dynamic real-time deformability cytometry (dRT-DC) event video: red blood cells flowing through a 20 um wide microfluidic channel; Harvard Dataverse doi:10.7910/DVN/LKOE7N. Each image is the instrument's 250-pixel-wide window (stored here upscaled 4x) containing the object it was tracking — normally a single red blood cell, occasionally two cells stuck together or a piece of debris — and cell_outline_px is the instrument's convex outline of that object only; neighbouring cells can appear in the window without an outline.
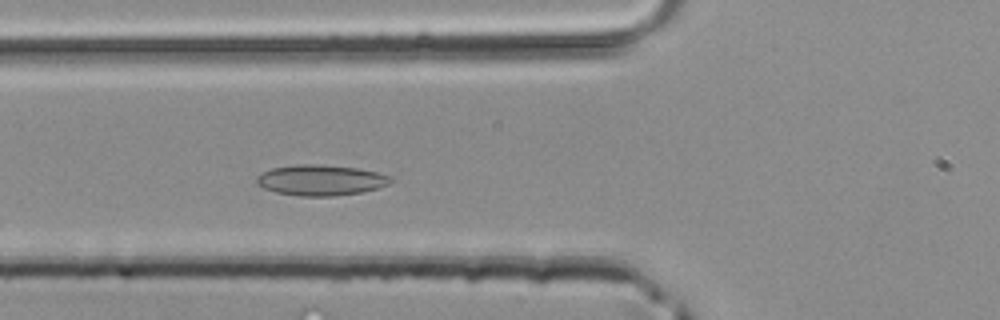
{"species": "common noctule bat (a hibernating species)", "species_latin": "Nyctalus noctula", "temperature_condition": "room temperature", "stored_images_in_passage": 34, "camera_frame_rate_fps": 3000, "um_per_image_px": 0.085, "animal": {"sex": "male", "body_mass_g": 20.4}, "frame": {"image": 1, "passage_image": 12, "time_ms": 3.667, "image_size_px": [1000, 320], "cell_outline_px": [[392, 180], [388, 184], [380, 188], [360, 192], [332, 196], [296, 196], [276, 192], [264, 188], [256, 184], [256, 176], [272, 168], [300, 164], [316, 164], [356, 168], [376, 172], [392, 176]], "centroid_in_image_um": [27.26, 15.32], "position_along_channel_um": 98.5, "area_um2": 23.87}}
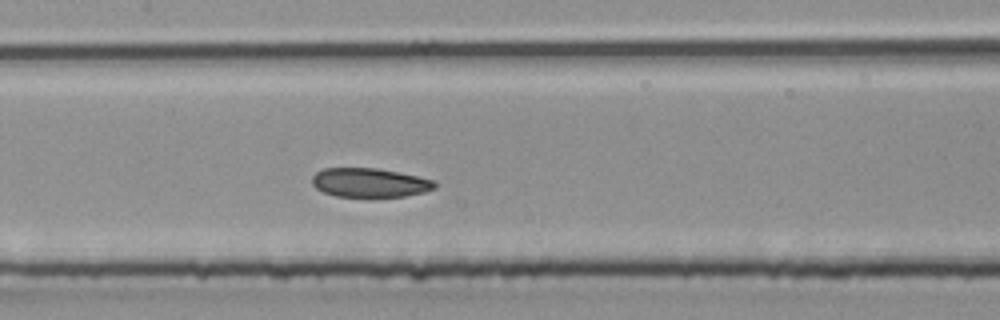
{"frame": {"image": 2, "passage_image": 17, "time_ms": 5.333, "image_size_px": [1000, 320], "cell_outline_px": [[436, 188], [424, 192], [404, 196], [372, 200], [336, 196], [324, 192], [316, 188], [312, 184], [312, 176], [316, 172], [324, 168], [376, 168], [400, 172], [436, 180]], "centroid_in_image_um": [31.44, 15.57], "position_along_channel_um": 176.0, "area_um2": 21.73}}
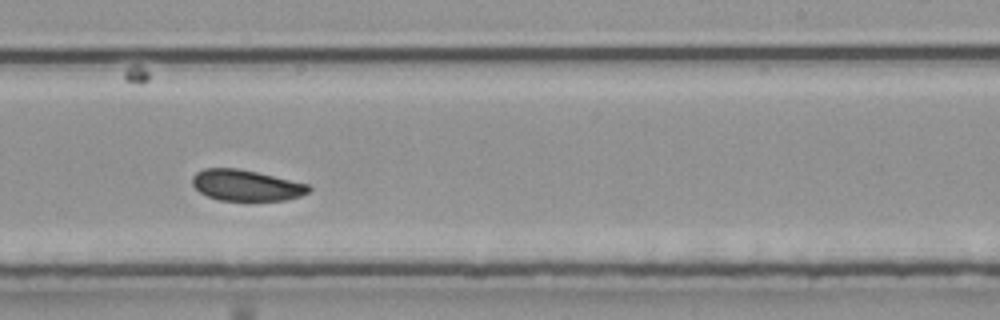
{"frame": {"image": 3, "passage_image": 23, "time_ms": 7.333, "image_size_px": [1000, 320], "cell_outline_px": [[312, 192], [300, 196], [284, 200], [220, 200], [208, 196], [200, 192], [192, 184], [192, 176], [196, 172], [204, 168], [236, 168], [256, 172], [308, 184], [312, 188]], "centroid_in_image_um": [20.93, 15.75], "position_along_channel_um": 268.1, "area_um2": 20.92}}